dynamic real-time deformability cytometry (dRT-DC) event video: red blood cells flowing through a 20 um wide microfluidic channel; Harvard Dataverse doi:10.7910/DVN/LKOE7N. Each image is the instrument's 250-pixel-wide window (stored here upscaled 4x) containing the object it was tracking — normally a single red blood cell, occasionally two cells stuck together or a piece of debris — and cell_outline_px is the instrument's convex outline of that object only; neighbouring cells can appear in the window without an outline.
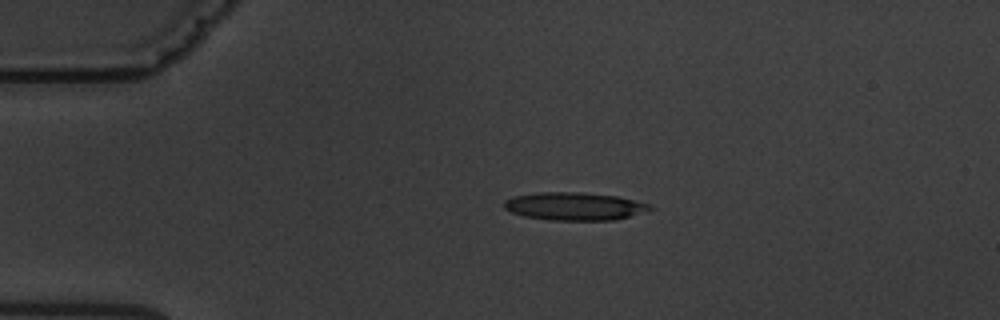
{"species": "common noctule bat (a hibernating species)", "species_latin": "Nyctalus noctula", "temperature_condition": "warm", "stored_images_in_passage": 2, "camera_frame_rate_fps": 3000, "um_per_image_px": 0.085, "animal": {"sex": "male", "body_mass_g": 19.5, "forearm_length_mm": 54.6}, "frame": {"image": 1, "passage_image": 1, "time_ms": 0.0, "image_size_px": [1000, 320], "cell_outline_px": [[656, 208], [616, 220], [552, 220], [524, 216], [512, 212], [504, 208], [504, 200], [512, 196], [536, 192], [584, 192], [616, 196], [652, 204]], "centroid_in_image_um": [48.84, 17.52], "position_along_channel_um": 36.2, "area_um2": 23.87}}